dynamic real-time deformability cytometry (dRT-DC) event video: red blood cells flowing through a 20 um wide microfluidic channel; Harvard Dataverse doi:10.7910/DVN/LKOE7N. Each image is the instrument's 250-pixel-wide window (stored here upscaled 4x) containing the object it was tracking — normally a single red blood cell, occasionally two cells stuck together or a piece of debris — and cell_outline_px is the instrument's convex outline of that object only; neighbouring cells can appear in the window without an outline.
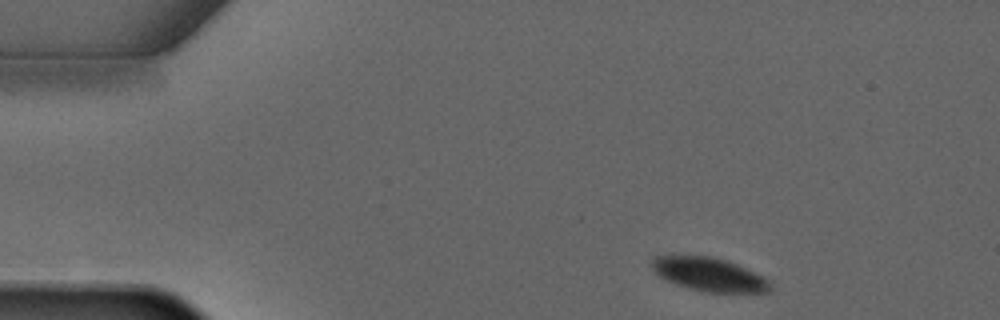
{"species": "common noctule bat (a hibernating species)", "species_latin": "Nyctalus noctula", "temperature_condition": "warm", "stored_images_in_passage": 4, "camera_frame_rate_fps": 3000, "um_per_image_px": 0.085, "animal": {"sex": "male", "forearm_length_mm": 52.5}, "frame": {"image": 1, "passage_image": 4, "time_ms": 3.333, "image_size_px": [1000, 320], "cell_outline_px": [[772, 288], [768, 292], [708, 292], [676, 284], [660, 276], [652, 268], [652, 256], [712, 256], [736, 264], [764, 276], [768, 280]], "centroid_in_image_um": [60.3, 23.32], "position_along_channel_um": 24.7, "area_um2": 22.72}}